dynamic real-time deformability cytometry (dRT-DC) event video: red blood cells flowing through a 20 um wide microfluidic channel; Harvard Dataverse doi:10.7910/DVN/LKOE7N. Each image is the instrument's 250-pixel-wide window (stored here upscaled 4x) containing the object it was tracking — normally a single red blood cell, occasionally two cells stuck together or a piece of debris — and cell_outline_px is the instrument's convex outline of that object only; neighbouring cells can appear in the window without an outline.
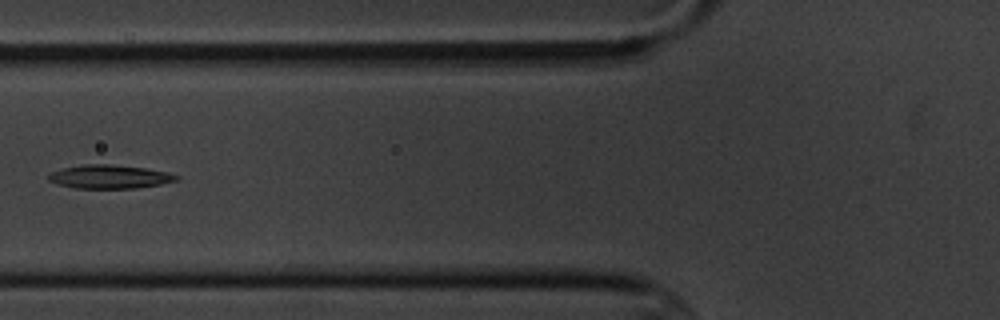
{"species": "common noctule bat (a hibernating species)", "species_latin": "Nyctalus noctula", "temperature_condition": "cold", "stored_images_in_passage": 9, "camera_frame_rate_fps": 3000, "um_per_image_px": 0.085, "animal": {"sex": "male", "body_mass_g": 20.1, "forearm_length_mm": 53.5}, "frame": {"image": 1, "passage_image": 4, "time_ms": 3.667, "image_size_px": [1000, 320], "cell_outline_px": [[180, 176], [176, 180], [160, 184], [136, 188], [72, 188], [48, 180], [48, 176], [52, 172], [64, 168], [84, 164], [108, 164], [144, 168], [168, 172]], "centroid_in_image_um": [9.32, 15.02], "position_along_channel_um": 116.5, "area_um2": 17.34}}
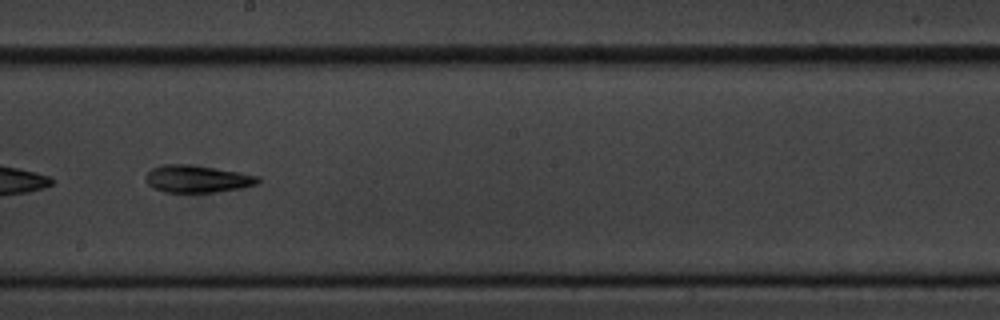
{"frame": {"image": 2, "passage_image": 7, "time_ms": 7.0, "image_size_px": [1000, 320], "cell_outline_px": [[260, 180], [256, 184], [240, 188], [216, 192], [164, 192], [152, 188], [144, 180], [148, 172], [152, 168], [164, 164], [188, 164], [240, 172], [260, 176]], "centroid_in_image_um": [16.74, 15.2], "position_along_channel_um": 231.5, "area_um2": 17.86}}
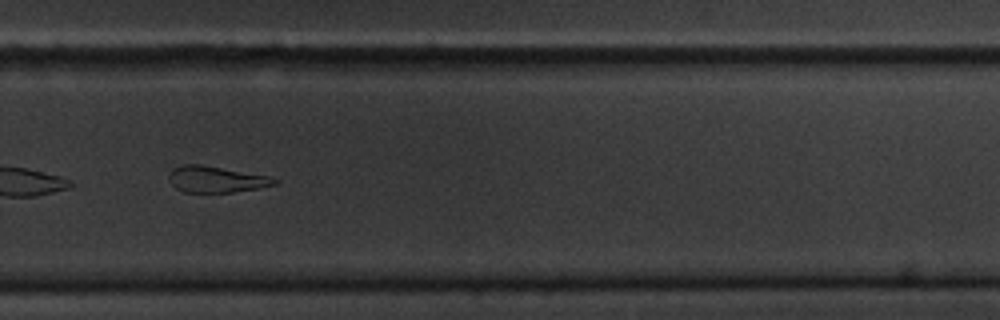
{"frame": {"image": 3, "passage_image": 9, "time_ms": 9.333, "image_size_px": [1000, 320], "cell_outline_px": [[280, 180], [276, 184], [256, 188], [232, 192], [184, 192], [176, 188], [168, 180], [168, 176], [172, 168], [184, 164], [200, 164], [268, 176]], "centroid_in_image_um": [18.32, 15.24], "position_along_channel_um": 311.5, "area_um2": 16.01}}